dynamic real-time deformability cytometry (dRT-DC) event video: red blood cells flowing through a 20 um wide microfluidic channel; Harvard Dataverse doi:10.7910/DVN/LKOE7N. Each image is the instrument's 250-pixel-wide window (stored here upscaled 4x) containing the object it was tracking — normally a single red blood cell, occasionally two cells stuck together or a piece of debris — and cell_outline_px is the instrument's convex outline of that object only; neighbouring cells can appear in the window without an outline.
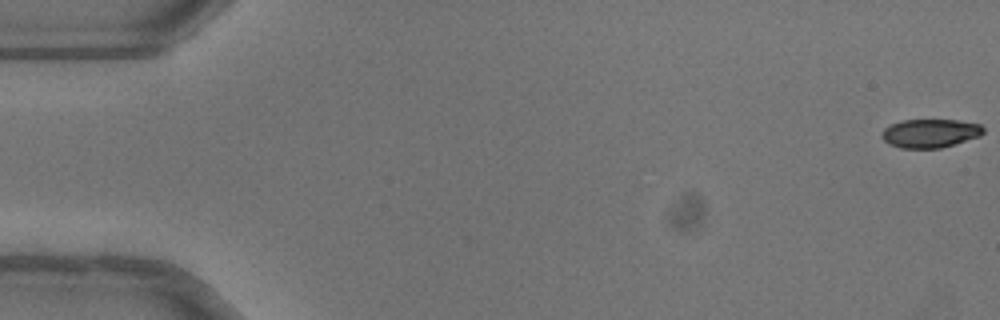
{"species": "common noctule bat (a hibernating species)", "species_latin": "Nyctalus noctula", "temperature_condition": "warm", "stored_images_in_passage": 10, "camera_frame_rate_fps": 3000, "um_per_image_px": 0.085, "animal": {"sex": "female"}, "frame": {"image": 1, "passage_image": 1, "time_ms": 0.0, "image_size_px": [1000, 320], "cell_outline_px": [[984, 132], [980, 136], [940, 148], [900, 148], [888, 144], [880, 136], [884, 128], [900, 120], [956, 120], [980, 124], [984, 128]], "centroid_in_image_um": [79.04, 11.33], "position_along_channel_um": 6.0, "area_um2": 16.94}}